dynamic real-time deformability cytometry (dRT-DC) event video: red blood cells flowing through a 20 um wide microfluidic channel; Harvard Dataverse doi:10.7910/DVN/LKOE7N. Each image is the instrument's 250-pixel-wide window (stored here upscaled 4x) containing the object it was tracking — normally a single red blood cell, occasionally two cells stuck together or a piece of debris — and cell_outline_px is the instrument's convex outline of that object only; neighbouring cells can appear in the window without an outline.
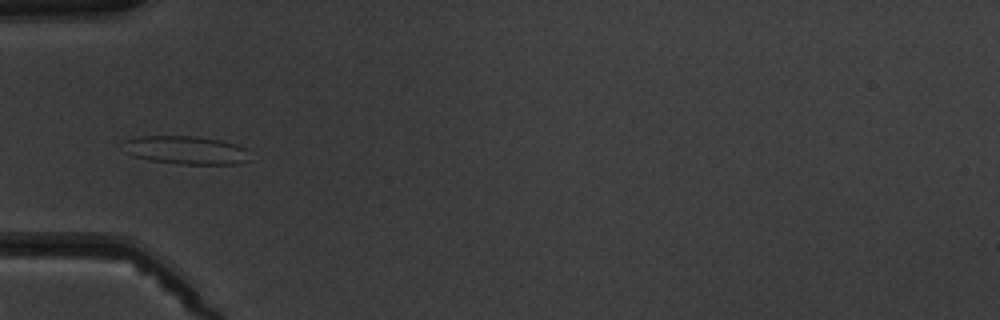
{"species": "common noctule bat (a hibernating species)", "species_latin": "Nyctalus noctula", "temperature_condition": "warm", "stored_images_in_passage": 5, "camera_frame_rate_fps": 3000, "um_per_image_px": 0.085, "animal": {"sex": "male", "body_mass_g": 19.5, "forearm_length_mm": 54.6}, "frame": {"image": 1, "passage_image": 3, "time_ms": 2.333, "image_size_px": [1000, 320], "cell_outline_px": [[252, 160], [240, 164], [176, 164], [148, 160], [132, 156], [128, 152], [124, 140], [140, 136], [200, 136], [220, 140], [236, 144], [248, 148]], "centroid_in_image_um": [15.91, 12.77], "position_along_channel_um": 69.1, "area_um2": 21.21}}
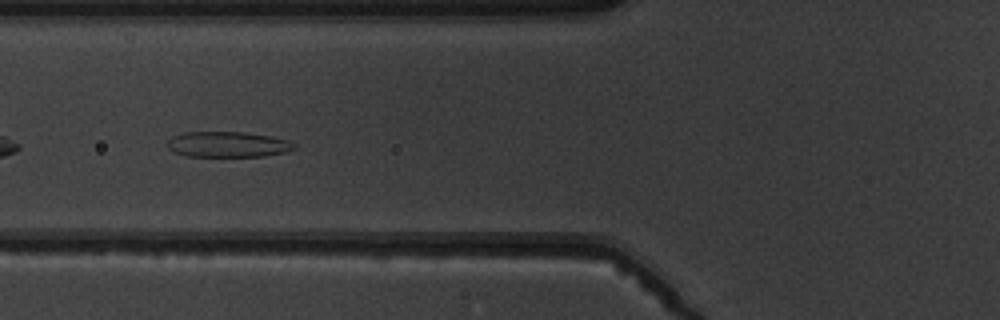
{"frame": {"image": 2, "passage_image": 4, "time_ms": 3.333, "image_size_px": [1000, 320], "cell_outline_px": [[296, 148], [284, 152], [264, 156], [184, 156], [172, 152], [168, 148], [168, 140], [172, 136], [184, 132], [244, 132], [272, 136], [288, 140], [296, 144]], "centroid_in_image_um": [19.35, 12.27], "position_along_channel_um": 106.5, "area_um2": 19.02}}